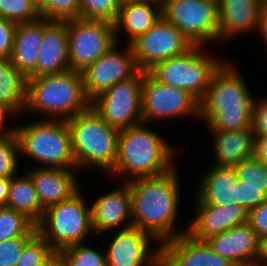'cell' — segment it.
Listing matches in <instances>:
<instances>
[{"label": "cell", "instance_id": "cell-24", "mask_svg": "<svg viewBox=\"0 0 267 266\" xmlns=\"http://www.w3.org/2000/svg\"><path fill=\"white\" fill-rule=\"evenodd\" d=\"M161 4L149 0H130L121 3L114 23L116 43L119 34L125 29L127 45L146 33L161 17ZM122 30V31H121ZM118 40V41H117Z\"/></svg>", "mask_w": 267, "mask_h": 266}, {"label": "cell", "instance_id": "cell-31", "mask_svg": "<svg viewBox=\"0 0 267 266\" xmlns=\"http://www.w3.org/2000/svg\"><path fill=\"white\" fill-rule=\"evenodd\" d=\"M242 186L267 187V164L255 155L234 166Z\"/></svg>", "mask_w": 267, "mask_h": 266}, {"label": "cell", "instance_id": "cell-29", "mask_svg": "<svg viewBox=\"0 0 267 266\" xmlns=\"http://www.w3.org/2000/svg\"><path fill=\"white\" fill-rule=\"evenodd\" d=\"M36 225L24 214L5 205L0 206V242L18 236H34Z\"/></svg>", "mask_w": 267, "mask_h": 266}, {"label": "cell", "instance_id": "cell-39", "mask_svg": "<svg viewBox=\"0 0 267 266\" xmlns=\"http://www.w3.org/2000/svg\"><path fill=\"white\" fill-rule=\"evenodd\" d=\"M248 223L263 242L267 238V198L248 212Z\"/></svg>", "mask_w": 267, "mask_h": 266}, {"label": "cell", "instance_id": "cell-1", "mask_svg": "<svg viewBox=\"0 0 267 266\" xmlns=\"http://www.w3.org/2000/svg\"><path fill=\"white\" fill-rule=\"evenodd\" d=\"M177 168L154 177L134 178L128 182L131 194L133 226L150 234L162 245L165 241L186 233L175 230L180 204V179Z\"/></svg>", "mask_w": 267, "mask_h": 266}, {"label": "cell", "instance_id": "cell-46", "mask_svg": "<svg viewBox=\"0 0 267 266\" xmlns=\"http://www.w3.org/2000/svg\"><path fill=\"white\" fill-rule=\"evenodd\" d=\"M43 266H67V263L65 258L58 251H55Z\"/></svg>", "mask_w": 267, "mask_h": 266}, {"label": "cell", "instance_id": "cell-33", "mask_svg": "<svg viewBox=\"0 0 267 266\" xmlns=\"http://www.w3.org/2000/svg\"><path fill=\"white\" fill-rule=\"evenodd\" d=\"M120 3L117 0H80V18L116 22Z\"/></svg>", "mask_w": 267, "mask_h": 266}, {"label": "cell", "instance_id": "cell-47", "mask_svg": "<svg viewBox=\"0 0 267 266\" xmlns=\"http://www.w3.org/2000/svg\"><path fill=\"white\" fill-rule=\"evenodd\" d=\"M259 264L267 266V238L262 242V253Z\"/></svg>", "mask_w": 267, "mask_h": 266}, {"label": "cell", "instance_id": "cell-42", "mask_svg": "<svg viewBox=\"0 0 267 266\" xmlns=\"http://www.w3.org/2000/svg\"><path fill=\"white\" fill-rule=\"evenodd\" d=\"M254 155L267 164V135L255 136Z\"/></svg>", "mask_w": 267, "mask_h": 266}, {"label": "cell", "instance_id": "cell-20", "mask_svg": "<svg viewBox=\"0 0 267 266\" xmlns=\"http://www.w3.org/2000/svg\"><path fill=\"white\" fill-rule=\"evenodd\" d=\"M28 171L34 183L42 208L55 205L70 198L79 190L77 169L33 167ZM75 170V171H74Z\"/></svg>", "mask_w": 267, "mask_h": 266}, {"label": "cell", "instance_id": "cell-7", "mask_svg": "<svg viewBox=\"0 0 267 266\" xmlns=\"http://www.w3.org/2000/svg\"><path fill=\"white\" fill-rule=\"evenodd\" d=\"M204 47L194 45L182 55L157 62L148 72L163 84L187 91L200 103L213 74L225 61L205 54Z\"/></svg>", "mask_w": 267, "mask_h": 266}, {"label": "cell", "instance_id": "cell-25", "mask_svg": "<svg viewBox=\"0 0 267 266\" xmlns=\"http://www.w3.org/2000/svg\"><path fill=\"white\" fill-rule=\"evenodd\" d=\"M208 171V172H207ZM200 178L196 204L227 206L237 203V173L234 167L212 165Z\"/></svg>", "mask_w": 267, "mask_h": 266}, {"label": "cell", "instance_id": "cell-5", "mask_svg": "<svg viewBox=\"0 0 267 266\" xmlns=\"http://www.w3.org/2000/svg\"><path fill=\"white\" fill-rule=\"evenodd\" d=\"M66 123L77 169L93 165L111 172L117 158L119 130L109 126L92 106Z\"/></svg>", "mask_w": 267, "mask_h": 266}, {"label": "cell", "instance_id": "cell-14", "mask_svg": "<svg viewBox=\"0 0 267 266\" xmlns=\"http://www.w3.org/2000/svg\"><path fill=\"white\" fill-rule=\"evenodd\" d=\"M117 47L116 43L96 62L81 72L84 90L90 100L114 84L132 78L140 71L132 47L125 46L124 52L119 51Z\"/></svg>", "mask_w": 267, "mask_h": 266}, {"label": "cell", "instance_id": "cell-51", "mask_svg": "<svg viewBox=\"0 0 267 266\" xmlns=\"http://www.w3.org/2000/svg\"><path fill=\"white\" fill-rule=\"evenodd\" d=\"M149 1H153V2H156V3H159V4H162L163 0H149Z\"/></svg>", "mask_w": 267, "mask_h": 266}, {"label": "cell", "instance_id": "cell-23", "mask_svg": "<svg viewBox=\"0 0 267 266\" xmlns=\"http://www.w3.org/2000/svg\"><path fill=\"white\" fill-rule=\"evenodd\" d=\"M52 20L39 17L33 21L17 23L12 53V64L27 78L36 68L44 28Z\"/></svg>", "mask_w": 267, "mask_h": 266}, {"label": "cell", "instance_id": "cell-10", "mask_svg": "<svg viewBox=\"0 0 267 266\" xmlns=\"http://www.w3.org/2000/svg\"><path fill=\"white\" fill-rule=\"evenodd\" d=\"M70 70L83 72L115 44L114 24L105 20H67Z\"/></svg>", "mask_w": 267, "mask_h": 266}, {"label": "cell", "instance_id": "cell-15", "mask_svg": "<svg viewBox=\"0 0 267 266\" xmlns=\"http://www.w3.org/2000/svg\"><path fill=\"white\" fill-rule=\"evenodd\" d=\"M206 242L221 258L236 266H256L260 262L262 241L248 222L212 236Z\"/></svg>", "mask_w": 267, "mask_h": 266}, {"label": "cell", "instance_id": "cell-41", "mask_svg": "<svg viewBox=\"0 0 267 266\" xmlns=\"http://www.w3.org/2000/svg\"><path fill=\"white\" fill-rule=\"evenodd\" d=\"M17 23L0 17V58H10Z\"/></svg>", "mask_w": 267, "mask_h": 266}, {"label": "cell", "instance_id": "cell-52", "mask_svg": "<svg viewBox=\"0 0 267 266\" xmlns=\"http://www.w3.org/2000/svg\"><path fill=\"white\" fill-rule=\"evenodd\" d=\"M117 1L121 4V3H124V2H128L130 0H117Z\"/></svg>", "mask_w": 267, "mask_h": 266}, {"label": "cell", "instance_id": "cell-21", "mask_svg": "<svg viewBox=\"0 0 267 266\" xmlns=\"http://www.w3.org/2000/svg\"><path fill=\"white\" fill-rule=\"evenodd\" d=\"M161 253L174 266H236L221 258L206 241H198L187 233L165 241Z\"/></svg>", "mask_w": 267, "mask_h": 266}, {"label": "cell", "instance_id": "cell-8", "mask_svg": "<svg viewBox=\"0 0 267 266\" xmlns=\"http://www.w3.org/2000/svg\"><path fill=\"white\" fill-rule=\"evenodd\" d=\"M86 203L78 190L70 198L46 208L36 224L37 233L55 251L72 244L84 243L93 232L91 209Z\"/></svg>", "mask_w": 267, "mask_h": 266}, {"label": "cell", "instance_id": "cell-37", "mask_svg": "<svg viewBox=\"0 0 267 266\" xmlns=\"http://www.w3.org/2000/svg\"><path fill=\"white\" fill-rule=\"evenodd\" d=\"M33 236H18L0 242V266H16L23 248Z\"/></svg>", "mask_w": 267, "mask_h": 266}, {"label": "cell", "instance_id": "cell-18", "mask_svg": "<svg viewBox=\"0 0 267 266\" xmlns=\"http://www.w3.org/2000/svg\"><path fill=\"white\" fill-rule=\"evenodd\" d=\"M121 184L122 186L98 197L90 206L92 229L95 236L118 228L120 224L122 229L133 226L129 185L126 182H121Z\"/></svg>", "mask_w": 267, "mask_h": 266}, {"label": "cell", "instance_id": "cell-30", "mask_svg": "<svg viewBox=\"0 0 267 266\" xmlns=\"http://www.w3.org/2000/svg\"><path fill=\"white\" fill-rule=\"evenodd\" d=\"M58 252L65 258L67 266H107L105 251L102 254L83 243L66 246Z\"/></svg>", "mask_w": 267, "mask_h": 266}, {"label": "cell", "instance_id": "cell-12", "mask_svg": "<svg viewBox=\"0 0 267 266\" xmlns=\"http://www.w3.org/2000/svg\"><path fill=\"white\" fill-rule=\"evenodd\" d=\"M141 115L143 123L200 115V103L187 91L156 80L143 71Z\"/></svg>", "mask_w": 267, "mask_h": 266}, {"label": "cell", "instance_id": "cell-38", "mask_svg": "<svg viewBox=\"0 0 267 266\" xmlns=\"http://www.w3.org/2000/svg\"><path fill=\"white\" fill-rule=\"evenodd\" d=\"M237 204L247 212L257 207L267 198V187L242 186L236 183Z\"/></svg>", "mask_w": 267, "mask_h": 266}, {"label": "cell", "instance_id": "cell-11", "mask_svg": "<svg viewBox=\"0 0 267 266\" xmlns=\"http://www.w3.org/2000/svg\"><path fill=\"white\" fill-rule=\"evenodd\" d=\"M143 71L101 92L91 106L111 127L120 130L142 123Z\"/></svg>", "mask_w": 267, "mask_h": 266}, {"label": "cell", "instance_id": "cell-13", "mask_svg": "<svg viewBox=\"0 0 267 266\" xmlns=\"http://www.w3.org/2000/svg\"><path fill=\"white\" fill-rule=\"evenodd\" d=\"M136 63L141 71H148L157 62L186 53L194 45L162 15L155 24L133 41Z\"/></svg>", "mask_w": 267, "mask_h": 266}, {"label": "cell", "instance_id": "cell-32", "mask_svg": "<svg viewBox=\"0 0 267 266\" xmlns=\"http://www.w3.org/2000/svg\"><path fill=\"white\" fill-rule=\"evenodd\" d=\"M54 252L51 245L36 233L24 246L16 266H43Z\"/></svg>", "mask_w": 267, "mask_h": 266}, {"label": "cell", "instance_id": "cell-34", "mask_svg": "<svg viewBox=\"0 0 267 266\" xmlns=\"http://www.w3.org/2000/svg\"><path fill=\"white\" fill-rule=\"evenodd\" d=\"M38 10L40 17L49 20L80 18V0H44Z\"/></svg>", "mask_w": 267, "mask_h": 266}, {"label": "cell", "instance_id": "cell-22", "mask_svg": "<svg viewBox=\"0 0 267 266\" xmlns=\"http://www.w3.org/2000/svg\"><path fill=\"white\" fill-rule=\"evenodd\" d=\"M218 41L256 30L263 9L259 0H217Z\"/></svg>", "mask_w": 267, "mask_h": 266}, {"label": "cell", "instance_id": "cell-19", "mask_svg": "<svg viewBox=\"0 0 267 266\" xmlns=\"http://www.w3.org/2000/svg\"><path fill=\"white\" fill-rule=\"evenodd\" d=\"M70 70L67 20H52L45 28L35 70L27 77L57 74Z\"/></svg>", "mask_w": 267, "mask_h": 266}, {"label": "cell", "instance_id": "cell-44", "mask_svg": "<svg viewBox=\"0 0 267 266\" xmlns=\"http://www.w3.org/2000/svg\"><path fill=\"white\" fill-rule=\"evenodd\" d=\"M11 178L0 177V206L6 205L10 192Z\"/></svg>", "mask_w": 267, "mask_h": 266}, {"label": "cell", "instance_id": "cell-26", "mask_svg": "<svg viewBox=\"0 0 267 266\" xmlns=\"http://www.w3.org/2000/svg\"><path fill=\"white\" fill-rule=\"evenodd\" d=\"M214 139L215 161L212 165L234 167L254 156L255 135L252 128L235 131H211Z\"/></svg>", "mask_w": 267, "mask_h": 266}, {"label": "cell", "instance_id": "cell-40", "mask_svg": "<svg viewBox=\"0 0 267 266\" xmlns=\"http://www.w3.org/2000/svg\"><path fill=\"white\" fill-rule=\"evenodd\" d=\"M251 128L255 136L267 135V97L264 100L254 99Z\"/></svg>", "mask_w": 267, "mask_h": 266}, {"label": "cell", "instance_id": "cell-17", "mask_svg": "<svg viewBox=\"0 0 267 266\" xmlns=\"http://www.w3.org/2000/svg\"><path fill=\"white\" fill-rule=\"evenodd\" d=\"M195 216L186 226V233L198 241H206L225 230L248 222V212L239 204L217 206L195 204Z\"/></svg>", "mask_w": 267, "mask_h": 266}, {"label": "cell", "instance_id": "cell-27", "mask_svg": "<svg viewBox=\"0 0 267 266\" xmlns=\"http://www.w3.org/2000/svg\"><path fill=\"white\" fill-rule=\"evenodd\" d=\"M27 78L12 64L10 58H0V108L14 116L24 113Z\"/></svg>", "mask_w": 267, "mask_h": 266}, {"label": "cell", "instance_id": "cell-9", "mask_svg": "<svg viewBox=\"0 0 267 266\" xmlns=\"http://www.w3.org/2000/svg\"><path fill=\"white\" fill-rule=\"evenodd\" d=\"M161 14L193 45L218 41L217 0H163Z\"/></svg>", "mask_w": 267, "mask_h": 266}, {"label": "cell", "instance_id": "cell-3", "mask_svg": "<svg viewBox=\"0 0 267 266\" xmlns=\"http://www.w3.org/2000/svg\"><path fill=\"white\" fill-rule=\"evenodd\" d=\"M159 134L143 122L120 130L117 158L110 173L122 175L120 177L125 178L122 181L128 182L134 178L159 176L174 168L172 160L176 148Z\"/></svg>", "mask_w": 267, "mask_h": 266}, {"label": "cell", "instance_id": "cell-2", "mask_svg": "<svg viewBox=\"0 0 267 266\" xmlns=\"http://www.w3.org/2000/svg\"><path fill=\"white\" fill-rule=\"evenodd\" d=\"M234 64L223 62L211 78L200 102L199 117L209 131H235L251 127L254 99Z\"/></svg>", "mask_w": 267, "mask_h": 266}, {"label": "cell", "instance_id": "cell-48", "mask_svg": "<svg viewBox=\"0 0 267 266\" xmlns=\"http://www.w3.org/2000/svg\"><path fill=\"white\" fill-rule=\"evenodd\" d=\"M155 266H174L162 253L155 259Z\"/></svg>", "mask_w": 267, "mask_h": 266}, {"label": "cell", "instance_id": "cell-16", "mask_svg": "<svg viewBox=\"0 0 267 266\" xmlns=\"http://www.w3.org/2000/svg\"><path fill=\"white\" fill-rule=\"evenodd\" d=\"M106 251L107 266H150L161 254V245L150 251L156 240L138 227L118 230Z\"/></svg>", "mask_w": 267, "mask_h": 266}, {"label": "cell", "instance_id": "cell-36", "mask_svg": "<svg viewBox=\"0 0 267 266\" xmlns=\"http://www.w3.org/2000/svg\"><path fill=\"white\" fill-rule=\"evenodd\" d=\"M19 144L15 132L0 139V177L12 178L18 173Z\"/></svg>", "mask_w": 267, "mask_h": 266}, {"label": "cell", "instance_id": "cell-45", "mask_svg": "<svg viewBox=\"0 0 267 266\" xmlns=\"http://www.w3.org/2000/svg\"><path fill=\"white\" fill-rule=\"evenodd\" d=\"M256 30L260 32L259 35L261 34L267 46V8L262 9Z\"/></svg>", "mask_w": 267, "mask_h": 266}, {"label": "cell", "instance_id": "cell-35", "mask_svg": "<svg viewBox=\"0 0 267 266\" xmlns=\"http://www.w3.org/2000/svg\"><path fill=\"white\" fill-rule=\"evenodd\" d=\"M0 17L21 23L33 21L40 15L30 0H0Z\"/></svg>", "mask_w": 267, "mask_h": 266}, {"label": "cell", "instance_id": "cell-6", "mask_svg": "<svg viewBox=\"0 0 267 266\" xmlns=\"http://www.w3.org/2000/svg\"><path fill=\"white\" fill-rule=\"evenodd\" d=\"M19 152L41 167L77 169L66 120L42 119L15 126Z\"/></svg>", "mask_w": 267, "mask_h": 266}, {"label": "cell", "instance_id": "cell-50", "mask_svg": "<svg viewBox=\"0 0 267 266\" xmlns=\"http://www.w3.org/2000/svg\"><path fill=\"white\" fill-rule=\"evenodd\" d=\"M263 8H267V0H259Z\"/></svg>", "mask_w": 267, "mask_h": 266}, {"label": "cell", "instance_id": "cell-43", "mask_svg": "<svg viewBox=\"0 0 267 266\" xmlns=\"http://www.w3.org/2000/svg\"><path fill=\"white\" fill-rule=\"evenodd\" d=\"M9 115L12 116L13 114L4 108H0V139H3L9 135H12L15 132L14 125L13 127L10 126L9 128L8 126L7 128L4 126L5 119Z\"/></svg>", "mask_w": 267, "mask_h": 266}, {"label": "cell", "instance_id": "cell-49", "mask_svg": "<svg viewBox=\"0 0 267 266\" xmlns=\"http://www.w3.org/2000/svg\"><path fill=\"white\" fill-rule=\"evenodd\" d=\"M37 8H39L42 4H43V2H44V0H30Z\"/></svg>", "mask_w": 267, "mask_h": 266}, {"label": "cell", "instance_id": "cell-53", "mask_svg": "<svg viewBox=\"0 0 267 266\" xmlns=\"http://www.w3.org/2000/svg\"><path fill=\"white\" fill-rule=\"evenodd\" d=\"M150 266H155V260L153 261V263Z\"/></svg>", "mask_w": 267, "mask_h": 266}, {"label": "cell", "instance_id": "cell-4", "mask_svg": "<svg viewBox=\"0 0 267 266\" xmlns=\"http://www.w3.org/2000/svg\"><path fill=\"white\" fill-rule=\"evenodd\" d=\"M90 106L81 72L68 70L27 78L24 112L36 110L49 120H67Z\"/></svg>", "mask_w": 267, "mask_h": 266}, {"label": "cell", "instance_id": "cell-28", "mask_svg": "<svg viewBox=\"0 0 267 266\" xmlns=\"http://www.w3.org/2000/svg\"><path fill=\"white\" fill-rule=\"evenodd\" d=\"M5 206L24 214L35 225L40 221L44 209L39 203L34 183L28 172L11 178L9 198Z\"/></svg>", "mask_w": 267, "mask_h": 266}]
</instances>
